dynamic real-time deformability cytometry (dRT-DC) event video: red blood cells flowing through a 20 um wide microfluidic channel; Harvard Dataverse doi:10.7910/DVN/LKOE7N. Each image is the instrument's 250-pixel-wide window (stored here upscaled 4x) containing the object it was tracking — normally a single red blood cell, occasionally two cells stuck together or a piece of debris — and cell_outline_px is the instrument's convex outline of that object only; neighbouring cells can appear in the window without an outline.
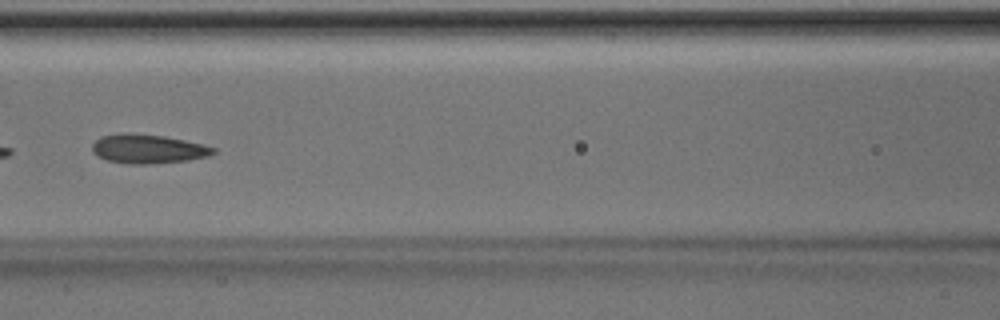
{"species": "Egyptian fruit bat (a non-hibernating species)", "species_latin": "Rousettus aegyptiacus", "temperature_condition": "room temperature", "stored_images_in_passage": 29, "camera_frame_rate_fps": 3000, "um_per_image_px": 0.085, "animal": {"sex": "male"}, "frame": {"image": 1, "passage_image": 21, "time_ms": 6.667, "image_size_px": [1000, 320], "cell_outline_px": [[216, 152], [208, 156], [188, 160], [152, 164], [128, 164], [108, 160], [96, 156], [92, 152], [92, 144], [100, 136], [124, 132], [164, 136], [204, 144], [216, 148]], "centroid_in_image_um": [12.56, 12.65], "position_along_channel_um": 154.0, "area_um2": 20.69}}